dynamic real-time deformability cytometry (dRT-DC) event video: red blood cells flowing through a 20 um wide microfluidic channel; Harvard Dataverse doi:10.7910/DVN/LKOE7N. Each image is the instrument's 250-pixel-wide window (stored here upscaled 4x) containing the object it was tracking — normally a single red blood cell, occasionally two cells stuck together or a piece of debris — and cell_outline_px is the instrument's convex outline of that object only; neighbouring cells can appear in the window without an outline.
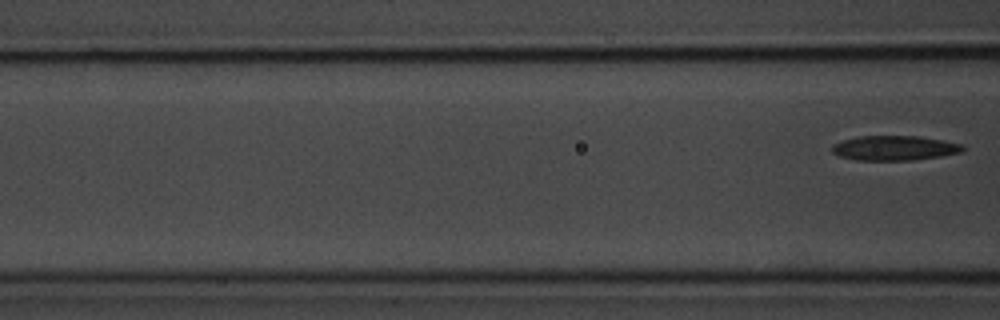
{"species": "common noctule bat (a hibernating species)", "species_latin": "Nyctalus noctula", "temperature_condition": "room temperature", "stored_images_in_passage": 4, "segment_of_instrument_passage": [2, 2], "camera_frame_rate_fps": 3000, "um_per_image_px": 0.085, "animal": {"sex": "male", "body_mass_g": 20.1, "forearm_length_mm": 53.5}, "frame": {"image": 1, "passage_image": 4, "time_ms": 4.333, "image_size_px": [1000, 320], "cell_outline_px": [[968, 148], [964, 152], [940, 156], [912, 160], [856, 160], [840, 156], [832, 152], [832, 144], [844, 140], [860, 136], [920, 136], [944, 140], [964, 144]], "centroid_in_image_um": [76.11, 12.58], "position_along_channel_um": 90.5, "area_um2": 19.02}}